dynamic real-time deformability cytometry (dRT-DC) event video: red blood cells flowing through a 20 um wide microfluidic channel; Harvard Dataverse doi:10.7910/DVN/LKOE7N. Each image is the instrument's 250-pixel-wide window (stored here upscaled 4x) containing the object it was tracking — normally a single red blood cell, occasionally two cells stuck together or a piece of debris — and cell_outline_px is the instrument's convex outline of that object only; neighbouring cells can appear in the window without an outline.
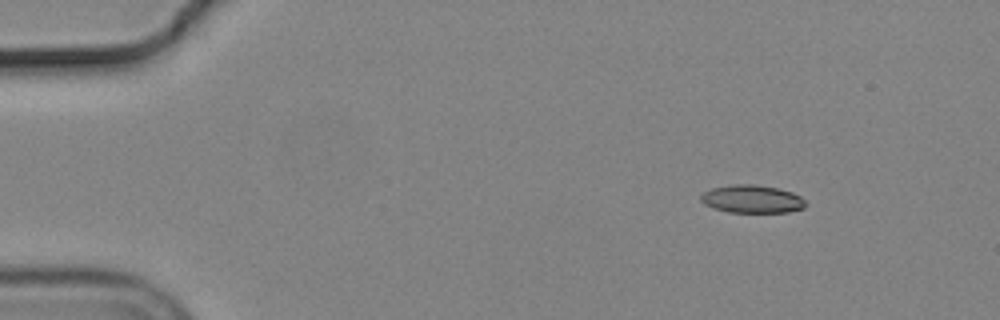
{"species": "common noctule bat (a hibernating species)", "species_latin": "Nyctalus noctula", "temperature_condition": "cold", "stored_images_in_passage": 49, "camera_frame_rate_fps": 3000, "um_per_image_px": 0.085, "animal": {"sex": "male", "body_mass_g": 19.2, "forearm_length_mm": 51.8}, "frame": {"image": 1, "passage_image": 1, "time_ms": 0.0, "image_size_px": [1000, 320], "cell_outline_px": [[808, 204], [804, 208], [788, 212], [728, 212], [712, 208], [704, 204], [700, 200], [700, 196], [704, 192], [712, 188], [732, 184], [756, 184], [776, 188], [792, 192], [800, 196]], "centroid_in_image_um": [63.92, 16.92], "position_along_channel_um": 21.1, "area_um2": 17.17}}
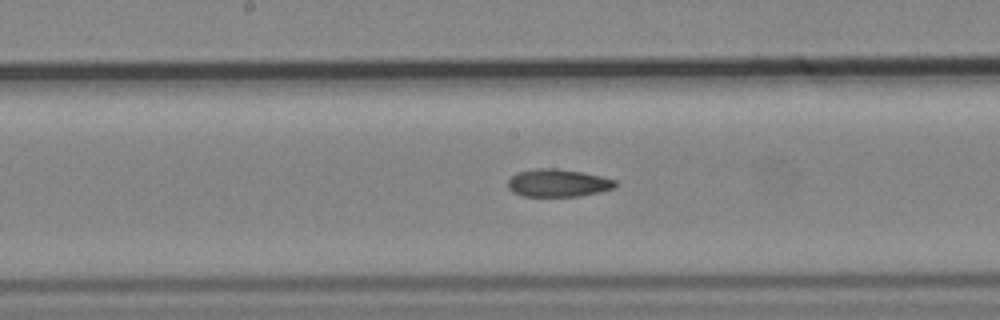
{"frame": {"image": 2, "passage_image": 23, "time_ms": 7.333, "image_size_px": [1000, 320], "cell_outline_px": [[616, 188], [600, 192], [580, 196], [520, 196], [512, 192], [508, 188], [508, 180], [516, 172], [540, 168], [556, 168], [580, 172], [600, 176], [616, 180]], "centroid_in_image_um": [47.41, 15.56], "position_along_channel_um": 200.8, "area_um2": 17.4}}
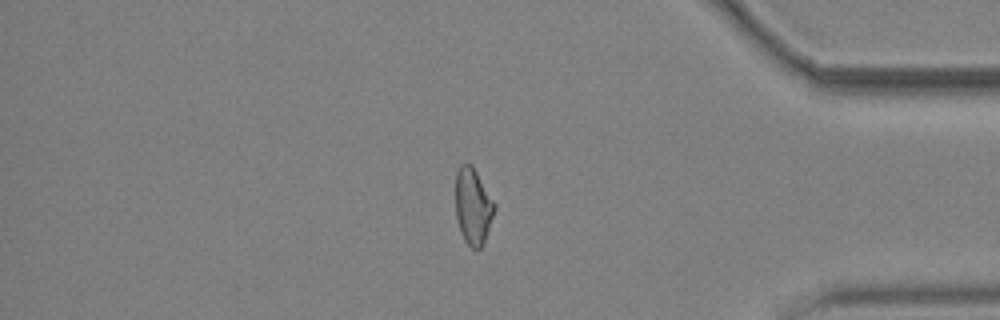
{"frame": {"image": 3, "passage_image": 41, "time_ms": 13.333, "image_size_px": [1000, 320], "cell_outline_px": [[496, 208], [484, 240], [480, 248], [472, 248], [464, 240], [456, 216], [456, 172], [460, 164], [472, 164], [496, 204]], "centroid_in_image_um": [40.21, 17.49], "position_along_channel_um": 395.0, "area_um2": 17.11}, "authors_computed_cell_mechanics": {"area_um2": 17.6868, "velocity_mm_per_s": 3.7029, "shape_relaxation_time_tau1_ms": null, "shape_relaxation_time_tau2_ms": 3.6743, "deformation_change_tau1": null, "deformation_change_tau2": 0.1045}}